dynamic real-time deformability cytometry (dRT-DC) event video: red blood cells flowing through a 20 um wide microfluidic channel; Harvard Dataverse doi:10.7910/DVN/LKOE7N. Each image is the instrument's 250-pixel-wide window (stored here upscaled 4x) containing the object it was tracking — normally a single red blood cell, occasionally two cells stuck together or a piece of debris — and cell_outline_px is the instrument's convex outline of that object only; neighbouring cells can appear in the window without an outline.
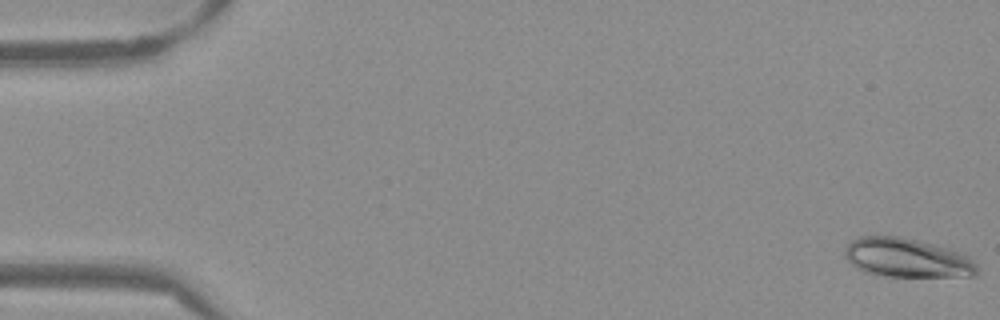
{"species": "Egyptian fruit bat (a non-hibernating species)", "species_latin": "Rousettus aegyptiacus", "temperature_condition": "warm", "stored_images_in_passage": 53, "camera_frame_rate_fps": 3000, "um_per_image_px": 0.085, "frame": {"image": 1, "passage_image": 1, "time_ms": 0.0, "image_size_px": [1000, 320], "cell_outline_px": [[976, 276], [884, 276], [864, 272], [852, 264], [844, 256], [844, 248], [852, 240], [860, 236], [900, 236], [952, 248], [968, 256], [976, 264]], "centroid_in_image_um": [77.08, 21.9], "position_along_channel_um": 7.9, "area_um2": 30.17}}
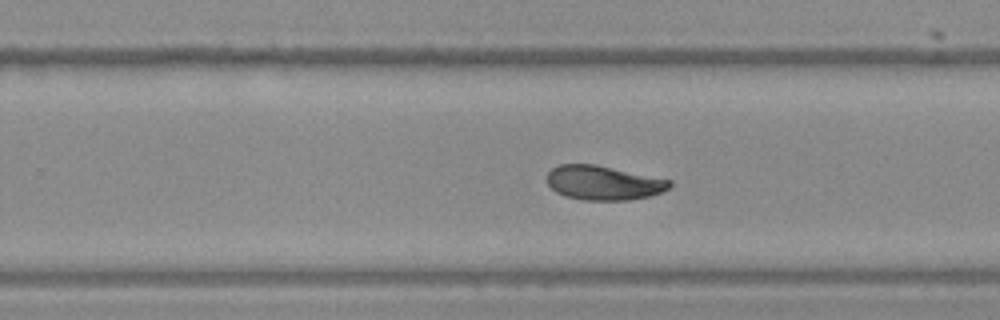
{"frame": {"image": 2, "passage_image": 34, "time_ms": 11.0, "image_size_px": [1000, 320], "cell_outline_px": [[672, 184], [668, 188], [652, 196], [628, 200], [580, 200], [564, 196], [556, 192], [548, 184], [548, 172], [552, 168], [560, 164], [596, 164], [672, 180]], "centroid_in_image_um": [51.3, 15.54], "position_along_channel_um": 278.5, "area_um2": 24.62}}
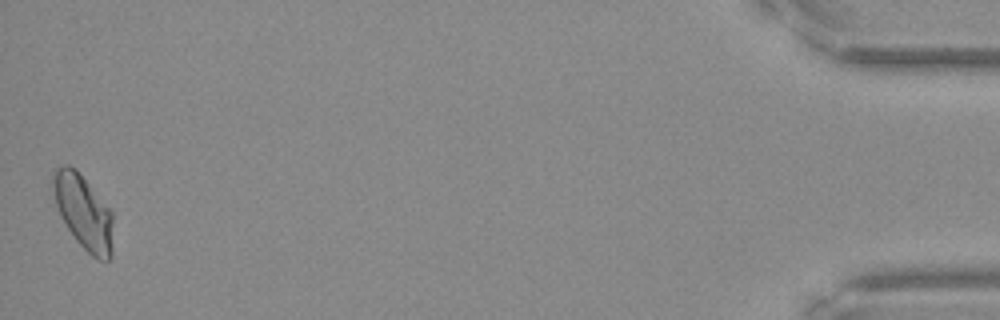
{"frame": {"image": 3, "passage_image": 53, "time_ms": 17.333, "image_size_px": [1000, 320], "cell_outline_px": [[112, 256], [108, 260], [100, 260], [92, 256], [76, 240], [60, 216], [56, 204], [52, 188], [52, 168], [64, 164], [68, 164], [88, 184], [112, 212]], "centroid_in_image_um": [7.06, 18.03], "position_along_channel_um": 428.1, "area_um2": 25.55}, "authors_computed_cell_mechanics": {"area_um2": 25.4898, "velocity_mm_per_s": 3.8158, "shape_relaxation_time_tau1_ms": 8.2055, "shape_relaxation_time_tau2_ms": 3.6252, "deformation_change_tau1": 0.1806, "deformation_change_tau2": 0.0602}}